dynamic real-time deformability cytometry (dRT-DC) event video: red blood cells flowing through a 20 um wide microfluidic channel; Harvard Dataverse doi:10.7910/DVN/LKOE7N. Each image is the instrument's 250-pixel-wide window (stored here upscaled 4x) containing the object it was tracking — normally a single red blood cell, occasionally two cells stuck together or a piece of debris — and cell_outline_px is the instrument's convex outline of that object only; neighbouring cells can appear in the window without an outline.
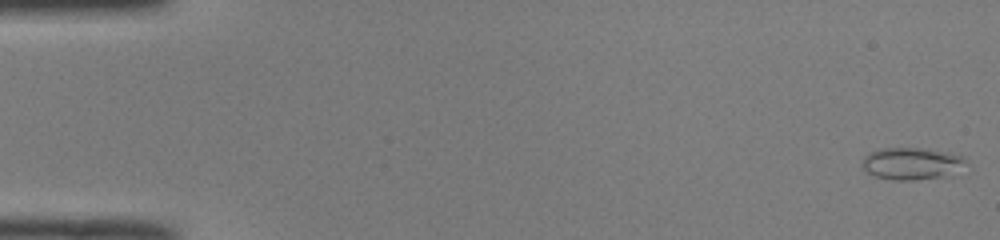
{"species": "common noctule bat (a hibernating species)", "species_latin": "Nyctalus noctula", "temperature_condition": "room temperature", "stored_images_in_passage": 19, "camera_frame_rate_fps": 3000, "um_per_image_px": 0.085, "animal": {"sex": "male", "body_mass_g": 19.0, "forearm_length_mm": 50.8}, "frame": {"image": 1, "passage_image": 1, "time_ms": 0.0, "image_size_px": [1000, 240], "cell_outline_px": [[964, 160], [944, 176], [912, 180], [896, 180], [876, 176], [868, 172], [864, 168], [864, 156], [868, 152], [884, 148], [916, 148], [948, 152], [964, 156]], "centroid_in_image_um": [77.38, 13.88], "position_along_channel_um": 7.6, "area_um2": 18.44}}
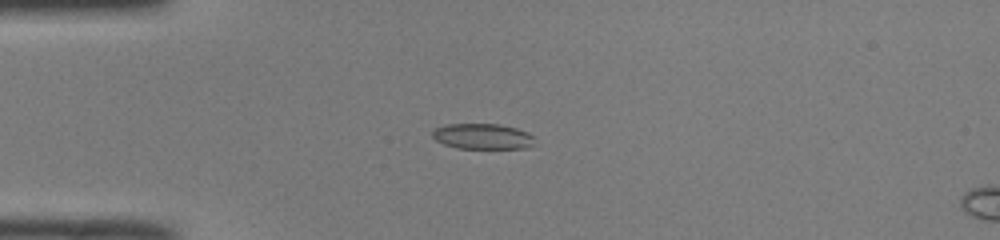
{"frame": {"image": 2, "passage_image": 15, "time_ms": 4.667, "image_size_px": [1000, 240], "cell_outline_px": [[532, 144], [524, 148], [456, 148], [444, 144], [436, 140], [432, 136], [432, 132], [436, 128], [444, 124], [500, 124], [516, 128], [528, 132], [532, 136]], "centroid_in_image_um": [40.97, 11.58], "position_along_channel_um": 44.0, "area_um2": 15.09}}